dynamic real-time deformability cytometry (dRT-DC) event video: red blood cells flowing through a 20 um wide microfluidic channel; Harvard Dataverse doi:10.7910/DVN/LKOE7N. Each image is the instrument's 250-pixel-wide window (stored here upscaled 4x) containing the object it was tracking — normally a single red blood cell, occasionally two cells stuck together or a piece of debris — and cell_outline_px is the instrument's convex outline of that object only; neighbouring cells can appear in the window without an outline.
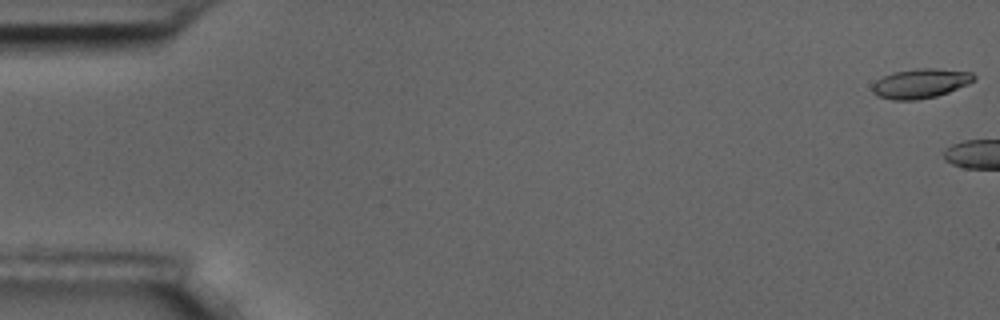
{"species": "common noctule bat (a hibernating species)", "species_latin": "Nyctalus noctula", "temperature_condition": "room temperature", "stored_images_in_passage": 4, "camera_frame_rate_fps": 3000, "um_per_image_px": 0.085, "animal": {"sex": "male", "body_mass_g": 17.5, "forearm_length_mm": 52.3}, "frame": {"image": 1, "passage_image": 1, "time_ms": 0.0, "image_size_px": [1000, 320], "cell_outline_px": [[976, 80], [968, 84], [948, 92], [936, 96], [916, 100], [892, 100], [876, 96], [872, 92], [872, 84], [876, 80], [892, 72], [916, 68], [932, 68], [972, 72], [976, 76]], "centroid_in_image_um": [78.22, 7.09], "position_along_channel_um": 6.8, "area_um2": 17.63}}